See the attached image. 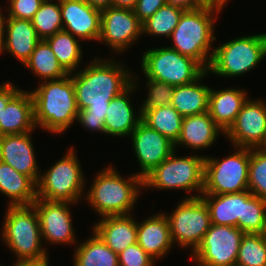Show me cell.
I'll use <instances>...</instances> for the list:
<instances>
[{
	"mask_svg": "<svg viewBox=\"0 0 266 266\" xmlns=\"http://www.w3.org/2000/svg\"><path fill=\"white\" fill-rule=\"evenodd\" d=\"M71 73L79 109L77 121L91 131L105 133L104 120L110 101L133 83V74L120 62L95 58ZM74 74V75H73Z\"/></svg>",
	"mask_w": 266,
	"mask_h": 266,
	"instance_id": "cell-1",
	"label": "cell"
},
{
	"mask_svg": "<svg viewBox=\"0 0 266 266\" xmlns=\"http://www.w3.org/2000/svg\"><path fill=\"white\" fill-rule=\"evenodd\" d=\"M71 74L44 81L31 91L35 125L50 133L62 134L77 120L78 106Z\"/></svg>",
	"mask_w": 266,
	"mask_h": 266,
	"instance_id": "cell-2",
	"label": "cell"
},
{
	"mask_svg": "<svg viewBox=\"0 0 266 266\" xmlns=\"http://www.w3.org/2000/svg\"><path fill=\"white\" fill-rule=\"evenodd\" d=\"M222 8L208 3L197 9L185 10L172 32L170 38L173 44L169 48L193 58L207 70L214 52L211 44L216 41L213 36L215 14L220 13Z\"/></svg>",
	"mask_w": 266,
	"mask_h": 266,
	"instance_id": "cell-3",
	"label": "cell"
},
{
	"mask_svg": "<svg viewBox=\"0 0 266 266\" xmlns=\"http://www.w3.org/2000/svg\"><path fill=\"white\" fill-rule=\"evenodd\" d=\"M93 180L86 199L101 217L131 214L139 189L144 187L143 178L137 173L124 178L112 166L104 168Z\"/></svg>",
	"mask_w": 266,
	"mask_h": 266,
	"instance_id": "cell-4",
	"label": "cell"
},
{
	"mask_svg": "<svg viewBox=\"0 0 266 266\" xmlns=\"http://www.w3.org/2000/svg\"><path fill=\"white\" fill-rule=\"evenodd\" d=\"M4 218L1 238L17 261L48 260L42 246L39 216L33 205H9Z\"/></svg>",
	"mask_w": 266,
	"mask_h": 266,
	"instance_id": "cell-5",
	"label": "cell"
},
{
	"mask_svg": "<svg viewBox=\"0 0 266 266\" xmlns=\"http://www.w3.org/2000/svg\"><path fill=\"white\" fill-rule=\"evenodd\" d=\"M213 50L207 72L237 77L252 70L266 57V33L236 37Z\"/></svg>",
	"mask_w": 266,
	"mask_h": 266,
	"instance_id": "cell-6",
	"label": "cell"
},
{
	"mask_svg": "<svg viewBox=\"0 0 266 266\" xmlns=\"http://www.w3.org/2000/svg\"><path fill=\"white\" fill-rule=\"evenodd\" d=\"M175 151L143 178L144 187L156 189H177L187 192L204 188V161L206 156L179 157ZM200 194V195H199Z\"/></svg>",
	"mask_w": 266,
	"mask_h": 266,
	"instance_id": "cell-7",
	"label": "cell"
},
{
	"mask_svg": "<svg viewBox=\"0 0 266 266\" xmlns=\"http://www.w3.org/2000/svg\"><path fill=\"white\" fill-rule=\"evenodd\" d=\"M65 155L46 173L40 175L37 182V199L72 204L81 199L86 184L82 168L73 147Z\"/></svg>",
	"mask_w": 266,
	"mask_h": 266,
	"instance_id": "cell-8",
	"label": "cell"
},
{
	"mask_svg": "<svg viewBox=\"0 0 266 266\" xmlns=\"http://www.w3.org/2000/svg\"><path fill=\"white\" fill-rule=\"evenodd\" d=\"M141 67L146 78L172 86L191 84L207 71L193 58L169 47L154 48L144 52Z\"/></svg>",
	"mask_w": 266,
	"mask_h": 266,
	"instance_id": "cell-9",
	"label": "cell"
},
{
	"mask_svg": "<svg viewBox=\"0 0 266 266\" xmlns=\"http://www.w3.org/2000/svg\"><path fill=\"white\" fill-rule=\"evenodd\" d=\"M236 148L237 152L222 160L205 157L202 194H229L248 190L250 148Z\"/></svg>",
	"mask_w": 266,
	"mask_h": 266,
	"instance_id": "cell-10",
	"label": "cell"
},
{
	"mask_svg": "<svg viewBox=\"0 0 266 266\" xmlns=\"http://www.w3.org/2000/svg\"><path fill=\"white\" fill-rule=\"evenodd\" d=\"M180 202L171 215H166L171 240L183 248L190 247L193 253L211 226L210 212L201 197L188 195Z\"/></svg>",
	"mask_w": 266,
	"mask_h": 266,
	"instance_id": "cell-11",
	"label": "cell"
},
{
	"mask_svg": "<svg viewBox=\"0 0 266 266\" xmlns=\"http://www.w3.org/2000/svg\"><path fill=\"white\" fill-rule=\"evenodd\" d=\"M243 235L237 227L211 224L191 260L198 266H235Z\"/></svg>",
	"mask_w": 266,
	"mask_h": 266,
	"instance_id": "cell-12",
	"label": "cell"
},
{
	"mask_svg": "<svg viewBox=\"0 0 266 266\" xmlns=\"http://www.w3.org/2000/svg\"><path fill=\"white\" fill-rule=\"evenodd\" d=\"M142 34V22L133 10L110 6L101 11V34L98 41H103L113 51H124Z\"/></svg>",
	"mask_w": 266,
	"mask_h": 266,
	"instance_id": "cell-13",
	"label": "cell"
},
{
	"mask_svg": "<svg viewBox=\"0 0 266 266\" xmlns=\"http://www.w3.org/2000/svg\"><path fill=\"white\" fill-rule=\"evenodd\" d=\"M266 132V103L248 99L242 106L234 123L224 133L232 145L243 148H257Z\"/></svg>",
	"mask_w": 266,
	"mask_h": 266,
	"instance_id": "cell-14",
	"label": "cell"
},
{
	"mask_svg": "<svg viewBox=\"0 0 266 266\" xmlns=\"http://www.w3.org/2000/svg\"><path fill=\"white\" fill-rule=\"evenodd\" d=\"M130 135L133 150L141 168L137 174L142 178L168 158L177 148L167 137L150 128L143 121Z\"/></svg>",
	"mask_w": 266,
	"mask_h": 266,
	"instance_id": "cell-15",
	"label": "cell"
},
{
	"mask_svg": "<svg viewBox=\"0 0 266 266\" xmlns=\"http://www.w3.org/2000/svg\"><path fill=\"white\" fill-rule=\"evenodd\" d=\"M69 202L49 201L37 199L32 205L35 207L40 222L41 237L50 244L75 243V232L72 227Z\"/></svg>",
	"mask_w": 266,
	"mask_h": 266,
	"instance_id": "cell-16",
	"label": "cell"
},
{
	"mask_svg": "<svg viewBox=\"0 0 266 266\" xmlns=\"http://www.w3.org/2000/svg\"><path fill=\"white\" fill-rule=\"evenodd\" d=\"M63 30L83 40H99L101 11L84 0H60Z\"/></svg>",
	"mask_w": 266,
	"mask_h": 266,
	"instance_id": "cell-17",
	"label": "cell"
},
{
	"mask_svg": "<svg viewBox=\"0 0 266 266\" xmlns=\"http://www.w3.org/2000/svg\"><path fill=\"white\" fill-rule=\"evenodd\" d=\"M30 133L0 136V160L37 184L40 172Z\"/></svg>",
	"mask_w": 266,
	"mask_h": 266,
	"instance_id": "cell-18",
	"label": "cell"
},
{
	"mask_svg": "<svg viewBox=\"0 0 266 266\" xmlns=\"http://www.w3.org/2000/svg\"><path fill=\"white\" fill-rule=\"evenodd\" d=\"M136 78L133 76V83L110 101L104 120L105 134L119 137L129 136L142 121L141 110L138 115H135L129 97L137 87Z\"/></svg>",
	"mask_w": 266,
	"mask_h": 266,
	"instance_id": "cell-19",
	"label": "cell"
},
{
	"mask_svg": "<svg viewBox=\"0 0 266 266\" xmlns=\"http://www.w3.org/2000/svg\"><path fill=\"white\" fill-rule=\"evenodd\" d=\"M34 101L31 92L19 90L7 103L0 120V136L34 131Z\"/></svg>",
	"mask_w": 266,
	"mask_h": 266,
	"instance_id": "cell-20",
	"label": "cell"
},
{
	"mask_svg": "<svg viewBox=\"0 0 266 266\" xmlns=\"http://www.w3.org/2000/svg\"><path fill=\"white\" fill-rule=\"evenodd\" d=\"M137 243L154 260L167 254L173 242L166 213L155 214L137 223Z\"/></svg>",
	"mask_w": 266,
	"mask_h": 266,
	"instance_id": "cell-21",
	"label": "cell"
},
{
	"mask_svg": "<svg viewBox=\"0 0 266 266\" xmlns=\"http://www.w3.org/2000/svg\"><path fill=\"white\" fill-rule=\"evenodd\" d=\"M128 215L106 216L93 226L101 240L115 253L137 243V221Z\"/></svg>",
	"mask_w": 266,
	"mask_h": 266,
	"instance_id": "cell-22",
	"label": "cell"
},
{
	"mask_svg": "<svg viewBox=\"0 0 266 266\" xmlns=\"http://www.w3.org/2000/svg\"><path fill=\"white\" fill-rule=\"evenodd\" d=\"M4 43L2 52H9L24 64L41 40L30 20L5 17Z\"/></svg>",
	"mask_w": 266,
	"mask_h": 266,
	"instance_id": "cell-23",
	"label": "cell"
},
{
	"mask_svg": "<svg viewBox=\"0 0 266 266\" xmlns=\"http://www.w3.org/2000/svg\"><path fill=\"white\" fill-rule=\"evenodd\" d=\"M225 132L210 117L209 112L183 118L181 134L174 146L185 145L192 149H207L217 136Z\"/></svg>",
	"mask_w": 266,
	"mask_h": 266,
	"instance_id": "cell-24",
	"label": "cell"
},
{
	"mask_svg": "<svg viewBox=\"0 0 266 266\" xmlns=\"http://www.w3.org/2000/svg\"><path fill=\"white\" fill-rule=\"evenodd\" d=\"M210 212L211 224L233 226L243 231L244 191L201 194Z\"/></svg>",
	"mask_w": 266,
	"mask_h": 266,
	"instance_id": "cell-25",
	"label": "cell"
},
{
	"mask_svg": "<svg viewBox=\"0 0 266 266\" xmlns=\"http://www.w3.org/2000/svg\"><path fill=\"white\" fill-rule=\"evenodd\" d=\"M248 100L247 92L234 88L210 89L208 112L214 122L226 132L234 123L242 106Z\"/></svg>",
	"mask_w": 266,
	"mask_h": 266,
	"instance_id": "cell-26",
	"label": "cell"
},
{
	"mask_svg": "<svg viewBox=\"0 0 266 266\" xmlns=\"http://www.w3.org/2000/svg\"><path fill=\"white\" fill-rule=\"evenodd\" d=\"M0 192L10 198V206L32 205L37 200V184L0 160Z\"/></svg>",
	"mask_w": 266,
	"mask_h": 266,
	"instance_id": "cell-27",
	"label": "cell"
},
{
	"mask_svg": "<svg viewBox=\"0 0 266 266\" xmlns=\"http://www.w3.org/2000/svg\"><path fill=\"white\" fill-rule=\"evenodd\" d=\"M206 74L209 73L206 71L191 84L175 86L171 105L183 117L208 112L209 92L211 88L205 84H200V80Z\"/></svg>",
	"mask_w": 266,
	"mask_h": 266,
	"instance_id": "cell-28",
	"label": "cell"
},
{
	"mask_svg": "<svg viewBox=\"0 0 266 266\" xmlns=\"http://www.w3.org/2000/svg\"><path fill=\"white\" fill-rule=\"evenodd\" d=\"M142 121L174 144L180 137L183 116L170 104L153 109H140Z\"/></svg>",
	"mask_w": 266,
	"mask_h": 266,
	"instance_id": "cell-29",
	"label": "cell"
},
{
	"mask_svg": "<svg viewBox=\"0 0 266 266\" xmlns=\"http://www.w3.org/2000/svg\"><path fill=\"white\" fill-rule=\"evenodd\" d=\"M75 249L74 266H119L118 254L95 232Z\"/></svg>",
	"mask_w": 266,
	"mask_h": 266,
	"instance_id": "cell-30",
	"label": "cell"
},
{
	"mask_svg": "<svg viewBox=\"0 0 266 266\" xmlns=\"http://www.w3.org/2000/svg\"><path fill=\"white\" fill-rule=\"evenodd\" d=\"M36 76L42 80H56L65 77L68 73L59 64L50 45L45 39H41L30 58L24 63Z\"/></svg>",
	"mask_w": 266,
	"mask_h": 266,
	"instance_id": "cell-31",
	"label": "cell"
},
{
	"mask_svg": "<svg viewBox=\"0 0 266 266\" xmlns=\"http://www.w3.org/2000/svg\"><path fill=\"white\" fill-rule=\"evenodd\" d=\"M45 40L50 45L62 68L68 74L75 72L74 70L80 65L83 55L81 44H79L77 38L71 33L61 30Z\"/></svg>",
	"mask_w": 266,
	"mask_h": 266,
	"instance_id": "cell-32",
	"label": "cell"
},
{
	"mask_svg": "<svg viewBox=\"0 0 266 266\" xmlns=\"http://www.w3.org/2000/svg\"><path fill=\"white\" fill-rule=\"evenodd\" d=\"M185 10L166 4L142 23L143 34L171 37Z\"/></svg>",
	"mask_w": 266,
	"mask_h": 266,
	"instance_id": "cell-33",
	"label": "cell"
},
{
	"mask_svg": "<svg viewBox=\"0 0 266 266\" xmlns=\"http://www.w3.org/2000/svg\"><path fill=\"white\" fill-rule=\"evenodd\" d=\"M57 1V3H54L52 0H44L31 20L40 39H46L63 30L60 0Z\"/></svg>",
	"mask_w": 266,
	"mask_h": 266,
	"instance_id": "cell-34",
	"label": "cell"
},
{
	"mask_svg": "<svg viewBox=\"0 0 266 266\" xmlns=\"http://www.w3.org/2000/svg\"><path fill=\"white\" fill-rule=\"evenodd\" d=\"M235 266H266V238L262 233H244Z\"/></svg>",
	"mask_w": 266,
	"mask_h": 266,
	"instance_id": "cell-35",
	"label": "cell"
},
{
	"mask_svg": "<svg viewBox=\"0 0 266 266\" xmlns=\"http://www.w3.org/2000/svg\"><path fill=\"white\" fill-rule=\"evenodd\" d=\"M266 200L244 191L243 232L262 233L265 224Z\"/></svg>",
	"mask_w": 266,
	"mask_h": 266,
	"instance_id": "cell-36",
	"label": "cell"
},
{
	"mask_svg": "<svg viewBox=\"0 0 266 266\" xmlns=\"http://www.w3.org/2000/svg\"><path fill=\"white\" fill-rule=\"evenodd\" d=\"M248 190L266 200V152L250 149Z\"/></svg>",
	"mask_w": 266,
	"mask_h": 266,
	"instance_id": "cell-37",
	"label": "cell"
},
{
	"mask_svg": "<svg viewBox=\"0 0 266 266\" xmlns=\"http://www.w3.org/2000/svg\"><path fill=\"white\" fill-rule=\"evenodd\" d=\"M148 85L147 98L143 101L140 109H153L170 105L175 86L152 79L146 78Z\"/></svg>",
	"mask_w": 266,
	"mask_h": 266,
	"instance_id": "cell-38",
	"label": "cell"
},
{
	"mask_svg": "<svg viewBox=\"0 0 266 266\" xmlns=\"http://www.w3.org/2000/svg\"><path fill=\"white\" fill-rule=\"evenodd\" d=\"M119 266H154L150 257L138 243L126 247L118 254Z\"/></svg>",
	"mask_w": 266,
	"mask_h": 266,
	"instance_id": "cell-39",
	"label": "cell"
},
{
	"mask_svg": "<svg viewBox=\"0 0 266 266\" xmlns=\"http://www.w3.org/2000/svg\"><path fill=\"white\" fill-rule=\"evenodd\" d=\"M10 6L6 17L32 20L34 14L39 10L44 0H9Z\"/></svg>",
	"mask_w": 266,
	"mask_h": 266,
	"instance_id": "cell-40",
	"label": "cell"
},
{
	"mask_svg": "<svg viewBox=\"0 0 266 266\" xmlns=\"http://www.w3.org/2000/svg\"><path fill=\"white\" fill-rule=\"evenodd\" d=\"M166 4V0H138L133 11L138 19L143 23L159 8Z\"/></svg>",
	"mask_w": 266,
	"mask_h": 266,
	"instance_id": "cell-41",
	"label": "cell"
},
{
	"mask_svg": "<svg viewBox=\"0 0 266 266\" xmlns=\"http://www.w3.org/2000/svg\"><path fill=\"white\" fill-rule=\"evenodd\" d=\"M11 82H6L0 85V120H2L3 110L8 101L19 91Z\"/></svg>",
	"mask_w": 266,
	"mask_h": 266,
	"instance_id": "cell-42",
	"label": "cell"
},
{
	"mask_svg": "<svg viewBox=\"0 0 266 266\" xmlns=\"http://www.w3.org/2000/svg\"><path fill=\"white\" fill-rule=\"evenodd\" d=\"M166 2L183 10H193L208 4L205 0H166Z\"/></svg>",
	"mask_w": 266,
	"mask_h": 266,
	"instance_id": "cell-43",
	"label": "cell"
},
{
	"mask_svg": "<svg viewBox=\"0 0 266 266\" xmlns=\"http://www.w3.org/2000/svg\"><path fill=\"white\" fill-rule=\"evenodd\" d=\"M138 0H112V7L125 8L133 10Z\"/></svg>",
	"mask_w": 266,
	"mask_h": 266,
	"instance_id": "cell-44",
	"label": "cell"
},
{
	"mask_svg": "<svg viewBox=\"0 0 266 266\" xmlns=\"http://www.w3.org/2000/svg\"><path fill=\"white\" fill-rule=\"evenodd\" d=\"M93 8H96L100 11L109 8L112 4V0H84Z\"/></svg>",
	"mask_w": 266,
	"mask_h": 266,
	"instance_id": "cell-45",
	"label": "cell"
},
{
	"mask_svg": "<svg viewBox=\"0 0 266 266\" xmlns=\"http://www.w3.org/2000/svg\"><path fill=\"white\" fill-rule=\"evenodd\" d=\"M13 266H49L48 260L42 261H16Z\"/></svg>",
	"mask_w": 266,
	"mask_h": 266,
	"instance_id": "cell-46",
	"label": "cell"
},
{
	"mask_svg": "<svg viewBox=\"0 0 266 266\" xmlns=\"http://www.w3.org/2000/svg\"><path fill=\"white\" fill-rule=\"evenodd\" d=\"M1 8H0V53L3 47V43H4V28H5V17L4 15H2L1 12Z\"/></svg>",
	"mask_w": 266,
	"mask_h": 266,
	"instance_id": "cell-47",
	"label": "cell"
},
{
	"mask_svg": "<svg viewBox=\"0 0 266 266\" xmlns=\"http://www.w3.org/2000/svg\"><path fill=\"white\" fill-rule=\"evenodd\" d=\"M209 4L218 5L224 7V5L228 2V0H205Z\"/></svg>",
	"mask_w": 266,
	"mask_h": 266,
	"instance_id": "cell-48",
	"label": "cell"
},
{
	"mask_svg": "<svg viewBox=\"0 0 266 266\" xmlns=\"http://www.w3.org/2000/svg\"><path fill=\"white\" fill-rule=\"evenodd\" d=\"M257 149H259L263 152H266V132H265V135H264V138H263L261 144L257 147Z\"/></svg>",
	"mask_w": 266,
	"mask_h": 266,
	"instance_id": "cell-49",
	"label": "cell"
},
{
	"mask_svg": "<svg viewBox=\"0 0 266 266\" xmlns=\"http://www.w3.org/2000/svg\"><path fill=\"white\" fill-rule=\"evenodd\" d=\"M262 235L266 238V213H265V224H264Z\"/></svg>",
	"mask_w": 266,
	"mask_h": 266,
	"instance_id": "cell-50",
	"label": "cell"
}]
</instances>
